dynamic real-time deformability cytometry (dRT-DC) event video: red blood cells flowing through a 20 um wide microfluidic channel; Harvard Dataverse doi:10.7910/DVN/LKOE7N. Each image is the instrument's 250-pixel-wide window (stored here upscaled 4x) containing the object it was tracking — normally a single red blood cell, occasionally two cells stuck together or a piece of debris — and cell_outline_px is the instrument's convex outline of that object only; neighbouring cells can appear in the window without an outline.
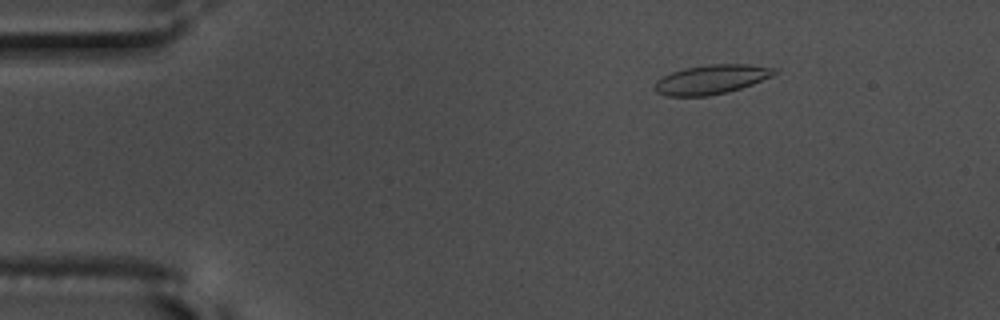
{"species": "common noctule bat (a hibernating species)", "species_latin": "Nyctalus noctula", "temperature_condition": "warm", "stored_images_in_passage": 51, "camera_frame_rate_fps": 3000, "um_per_image_px": 0.085, "animal": {"sex": "male", "body_mass_g": 17.5, "forearm_length_mm": 52.3}, "frame": {"image": 1, "passage_image": 3, "time_ms": 0.667, "image_size_px": [1000, 320], "cell_outline_px": [[776, 72], [772, 76], [752, 84], [728, 92], [708, 96], [668, 96], [656, 92], [652, 88], [656, 80], [672, 72], [684, 68], [708, 64], [748, 64], [776, 68]], "centroid_in_image_um": [60.43, 6.75], "position_along_channel_um": 24.6, "area_um2": 20.46}}
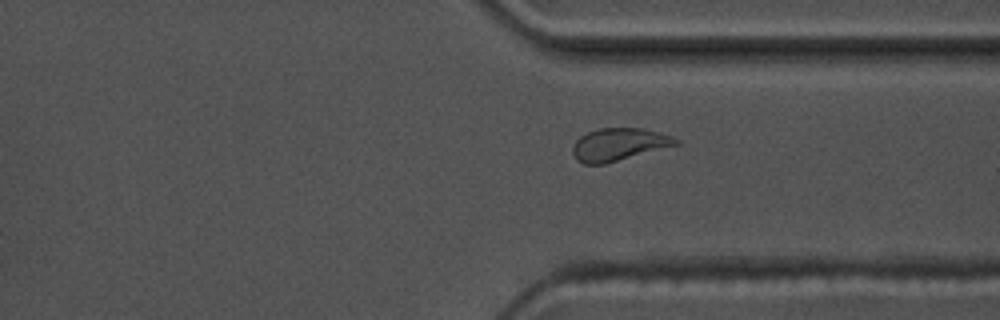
{"frame": {"image": 2, "passage_image": 37, "time_ms": 12.0, "image_size_px": [1000, 320], "cell_outline_px": [[680, 144], [604, 164], [584, 164], [576, 160], [572, 152], [572, 144], [580, 136], [588, 132], [600, 128], [644, 128], [660, 132], [672, 136], [680, 140]], "centroid_in_image_um": [52.6, 12.27], "position_along_channel_um": 358.8, "area_um2": 19.71}}
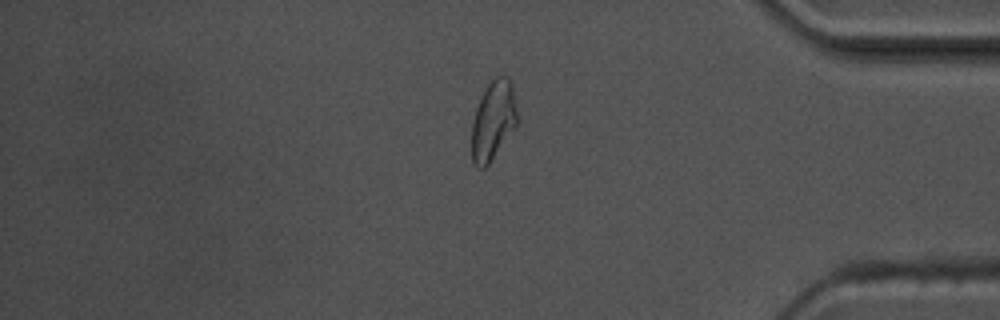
{"frame": {"image": 3, "passage_image": 42, "time_ms": 13.667, "image_size_px": [1000, 320], "cell_outline_px": [[516, 124], [488, 164], [484, 168], [476, 168], [472, 160], [472, 120], [476, 108], [488, 84], [496, 76], [508, 76], [512, 84], [516, 112]], "centroid_in_image_um": [41.89, 10.23], "position_along_channel_um": 393.3, "area_um2": 20.4}, "authors_computed_cell_mechanics": {"area_um2": 19.652, "velocity_mm_per_s": 3.6122, "shape_relaxation_time_tau1_ms": 6.9257, "shape_relaxation_time_tau2_ms": 0.9578, "deformation_change_tau1": 0.1803, "deformation_change_tau2": 0.0754}}